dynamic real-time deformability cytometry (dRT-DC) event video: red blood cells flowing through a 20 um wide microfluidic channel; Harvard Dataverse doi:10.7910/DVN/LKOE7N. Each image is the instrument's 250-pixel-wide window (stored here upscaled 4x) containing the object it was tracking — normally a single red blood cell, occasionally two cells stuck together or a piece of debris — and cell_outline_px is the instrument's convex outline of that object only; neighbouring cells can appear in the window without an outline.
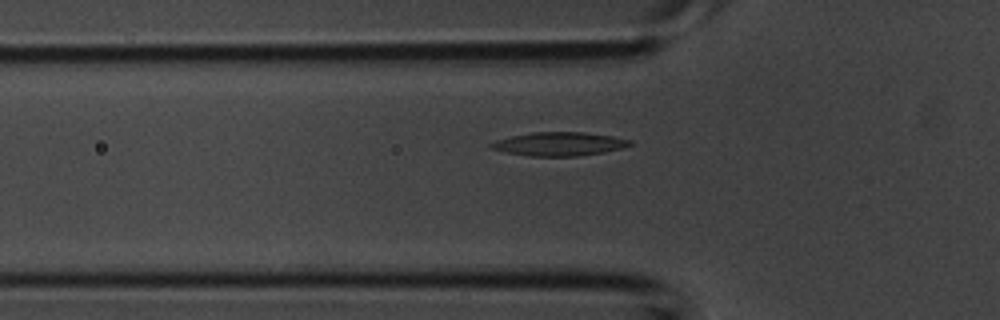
{"species": "common noctule bat (a hibernating species)", "species_latin": "Nyctalus noctula", "temperature_condition": "room temperature", "stored_images_in_passage": 37, "segment_of_instrument_passage": [1, 2], "camera_frame_rate_fps": 3000, "um_per_image_px": 0.085, "animal": {"sex": "male", "body_mass_g": 20.1, "forearm_length_mm": 53.5}, "frame": {"image": 1, "passage_image": 8, "time_ms": 2.333, "image_size_px": [1000, 320], "cell_outline_px": [[632, 144], [624, 148], [604, 152], [576, 156], [528, 156], [504, 152], [492, 148], [488, 144], [496, 140], [512, 136], [532, 132], [584, 132], [612, 136], [632, 140]], "centroid_in_image_um": [47.54, 12.24], "position_along_channel_um": 78.3, "area_um2": 19.13}}
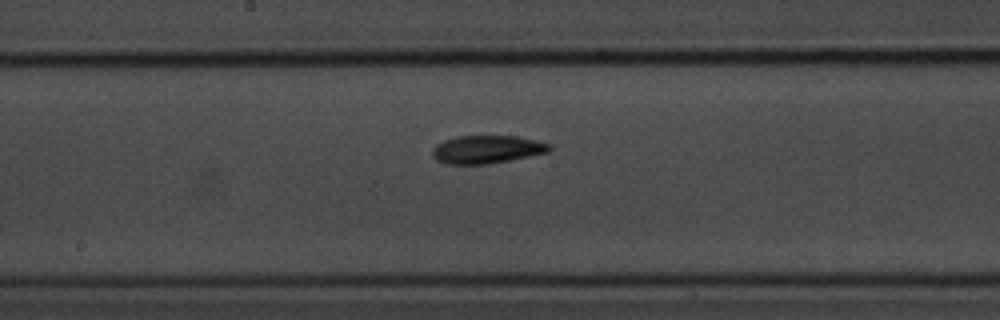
{"frame": {"image": 2, "passage_image": 16, "time_ms": 5.0, "image_size_px": [1000, 320], "cell_outline_px": [[552, 148], [548, 152], [488, 164], [448, 164], [436, 160], [432, 156], [432, 148], [436, 144], [444, 140], [456, 136], [516, 136], [536, 140], [552, 144]], "centroid_in_image_um": [41.36, 12.69], "position_along_channel_um": 206.8, "area_um2": 19.13}}
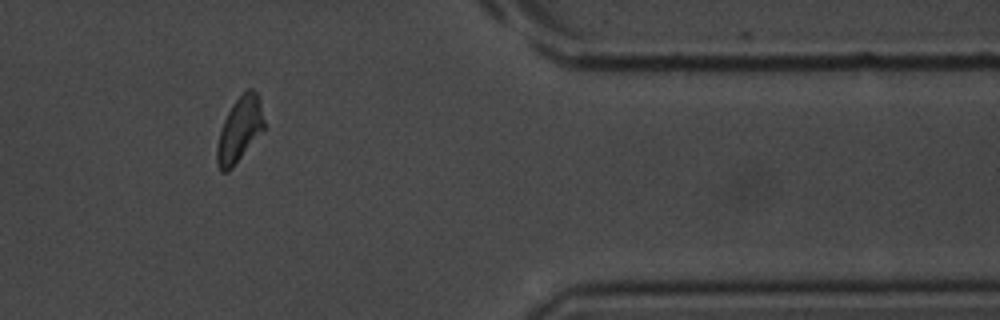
{"frame": {"image": 3, "passage_image": 29, "time_ms": 9.333, "image_size_px": [1000, 320], "cell_outline_px": [[264, 128], [232, 168], [228, 172], [220, 172], [216, 164], [216, 148], [220, 132], [224, 120], [232, 104], [248, 88], [252, 88], [260, 96], [264, 120]], "centroid_in_image_um": [20.35, 11.01], "position_along_channel_um": 391.0, "area_um2": 17.69}}